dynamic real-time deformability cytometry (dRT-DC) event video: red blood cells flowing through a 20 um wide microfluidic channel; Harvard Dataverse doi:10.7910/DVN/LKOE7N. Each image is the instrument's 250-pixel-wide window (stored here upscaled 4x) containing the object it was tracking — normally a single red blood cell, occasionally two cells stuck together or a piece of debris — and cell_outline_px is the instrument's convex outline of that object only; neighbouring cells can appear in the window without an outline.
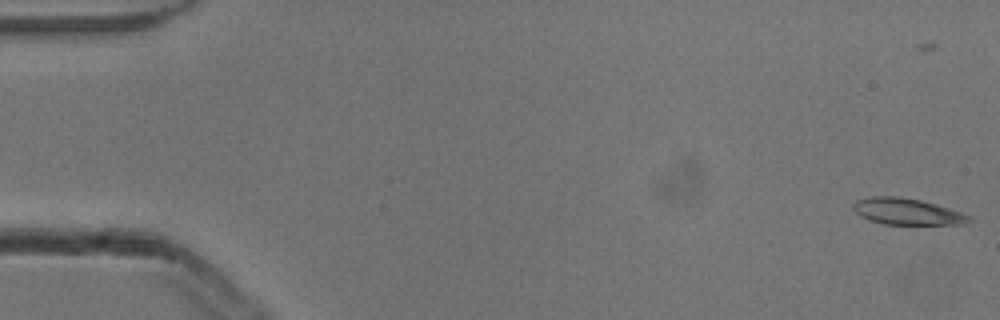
{"species": "common noctule bat (a hibernating species)", "species_latin": "Nyctalus noctula", "temperature_condition": "cold", "stored_images_in_passage": 4, "camera_frame_rate_fps": 3000, "um_per_image_px": 0.085, "animal": {"sex": "male", "body_mass_g": 13.3}, "frame": {"image": 1, "passage_image": 1, "time_ms": 0.0, "image_size_px": [1000, 320], "cell_outline_px": [[972, 220], [964, 224], [884, 224], [868, 220], [860, 216], [852, 208], [852, 204], [856, 200], [872, 196], [900, 196], [920, 200], [936, 204], [972, 216]], "centroid_in_image_um": [77.07, 17.98], "position_along_channel_um": 7.9, "area_um2": 17.86}}
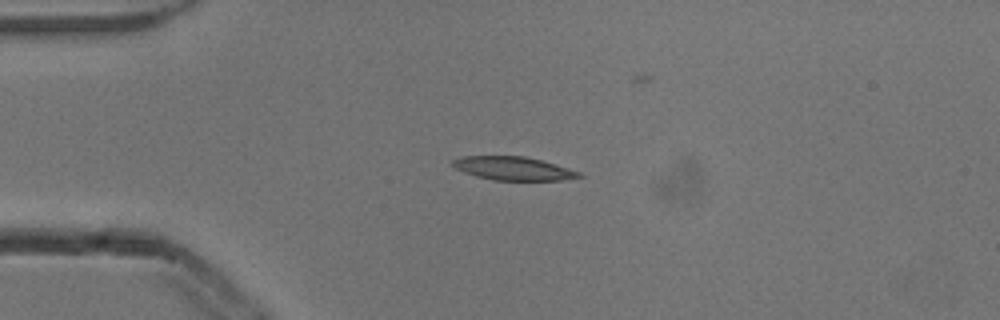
{"frame": {"image": 2, "passage_image": 4, "time_ms": 1.0, "image_size_px": [1000, 320], "cell_outline_px": [[584, 176], [560, 180], [492, 180], [476, 176], [464, 172], [456, 168], [452, 164], [452, 160], [460, 156], [524, 156], [540, 160], [568, 168], [580, 172]], "centroid_in_image_um": [43.6, 14.31], "position_along_channel_um": 41.4, "area_um2": 17.11}}